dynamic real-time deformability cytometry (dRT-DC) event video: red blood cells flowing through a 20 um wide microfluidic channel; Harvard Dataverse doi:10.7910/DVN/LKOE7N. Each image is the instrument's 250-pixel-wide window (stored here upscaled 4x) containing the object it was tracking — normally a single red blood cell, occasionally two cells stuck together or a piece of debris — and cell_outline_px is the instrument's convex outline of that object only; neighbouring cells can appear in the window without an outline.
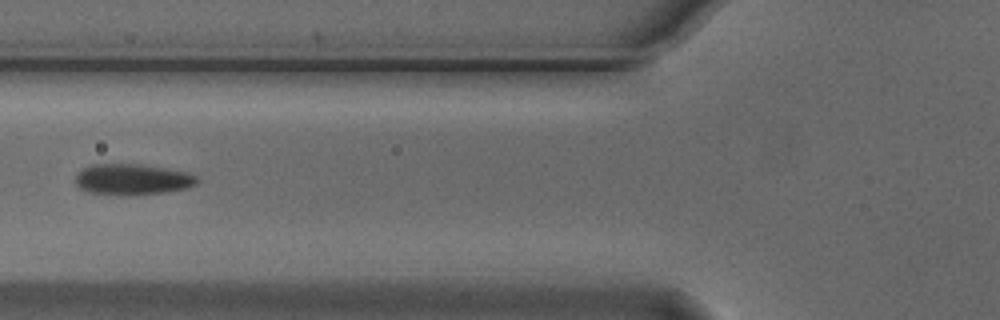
{"species": "Egyptian fruit bat (a non-hibernating species)", "species_latin": "Rousettus aegyptiacus", "temperature_condition": "cold", "stored_images_in_passage": 7, "camera_frame_rate_fps": 3000, "um_per_image_px": 0.085, "animal": {"sex": "male"}, "frame": {"image": 1, "passage_image": 6, "time_ms": 1.667, "image_size_px": [1000, 320], "cell_outline_px": [[200, 180], [196, 184], [188, 188], [164, 192], [128, 196], [124, 196], [88, 192], [80, 188], [76, 184], [76, 176], [84, 168], [92, 164], [140, 164], [188, 172], [196, 176]], "centroid_in_image_um": [11.28, 15.26], "position_along_channel_um": 114.5, "area_um2": 22.02}}
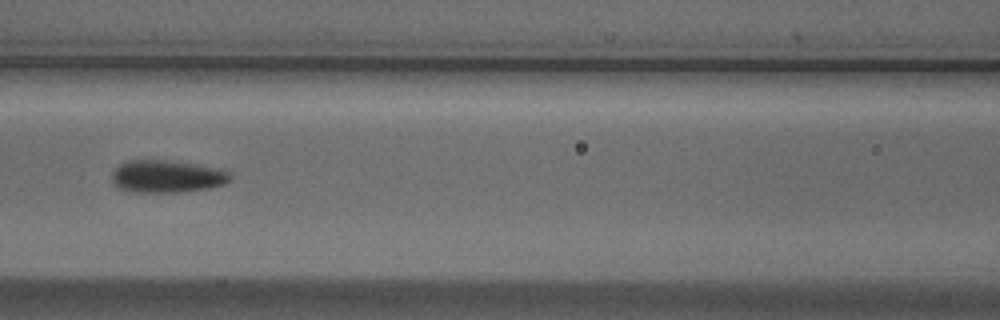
{"frame": {"image": 2, "passage_image": 7, "time_ms": 2.0, "image_size_px": [1000, 320], "cell_outline_px": [[232, 180], [224, 184], [212, 188], [184, 192], [132, 192], [120, 188], [112, 180], [112, 172], [124, 160], [168, 160], [196, 164], [220, 168], [228, 172], [232, 176]], "centroid_in_image_um": [14.23, 14.99], "position_along_channel_um": 152.4, "area_um2": 22.66}}